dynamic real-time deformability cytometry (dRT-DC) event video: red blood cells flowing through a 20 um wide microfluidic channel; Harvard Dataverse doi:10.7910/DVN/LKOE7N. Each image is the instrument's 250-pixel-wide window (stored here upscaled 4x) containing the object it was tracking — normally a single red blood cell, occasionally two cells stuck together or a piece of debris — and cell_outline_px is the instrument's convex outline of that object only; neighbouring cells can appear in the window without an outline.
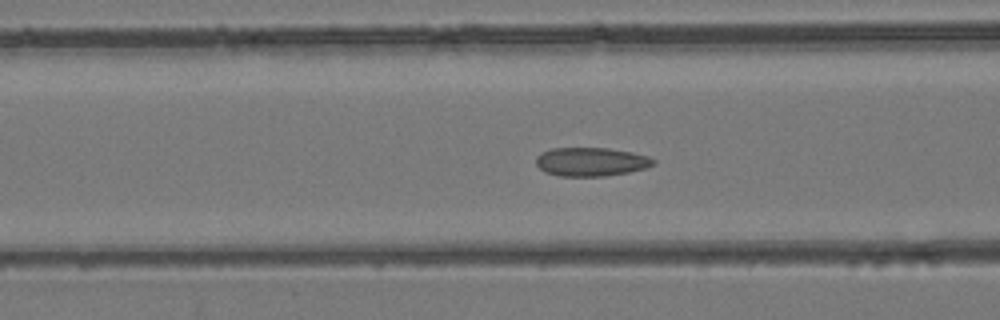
{"species": "common noctule bat (a hibernating species)", "species_latin": "Nyctalus noctula", "temperature_condition": "room temperature", "stored_images_in_passage": 47, "camera_frame_rate_fps": 3000, "um_per_image_px": 0.085, "animal": {"sex": "female", "body_mass_g": 24.6, "forearm_length_mm": 56.2}, "frame": {"image": 1, "passage_image": 19, "time_ms": 6.0, "image_size_px": [1000, 320], "cell_outline_px": [[656, 164], [648, 168], [628, 172], [604, 176], [560, 176], [544, 172], [536, 164], [536, 156], [540, 152], [552, 148], [608, 148], [632, 152], [648, 156], [656, 160]], "centroid_in_image_um": [50.25, 13.75], "position_along_channel_um": 116.3, "area_um2": 19.83}}
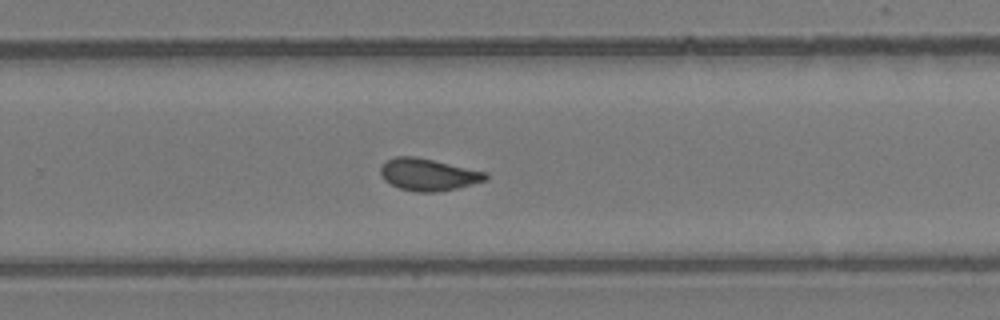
{"frame": {"image": 2, "passage_image": 31, "time_ms": 10.0, "image_size_px": [1000, 320], "cell_outline_px": [[488, 180], [456, 188], [436, 192], [416, 192], [400, 188], [384, 180], [380, 172], [380, 168], [388, 160], [396, 156], [416, 156], [488, 172]], "centroid_in_image_um": [36.43, 14.83], "position_along_channel_um": 293.4, "area_um2": 19.59}}
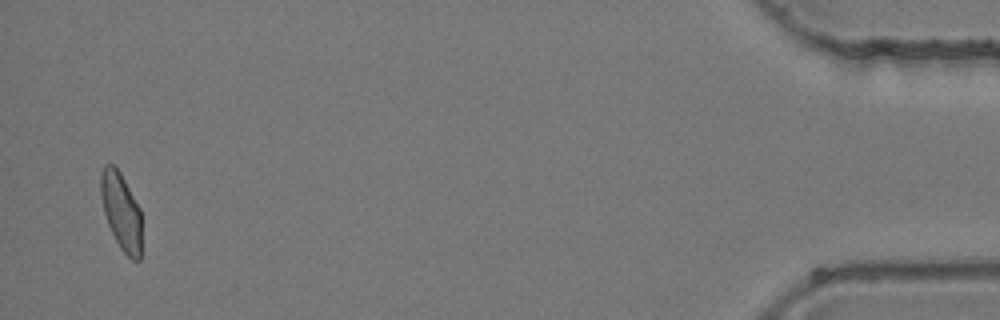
{"frame": {"image": 3, "passage_image": 46, "time_ms": 15.0, "image_size_px": [1000, 320], "cell_outline_px": [[140, 260], [132, 260], [120, 248], [108, 224], [104, 212], [100, 196], [100, 172], [104, 164], [116, 164], [140, 208]], "centroid_in_image_um": [10.27, 17.89], "position_along_channel_um": 424.9, "area_um2": 18.38}}